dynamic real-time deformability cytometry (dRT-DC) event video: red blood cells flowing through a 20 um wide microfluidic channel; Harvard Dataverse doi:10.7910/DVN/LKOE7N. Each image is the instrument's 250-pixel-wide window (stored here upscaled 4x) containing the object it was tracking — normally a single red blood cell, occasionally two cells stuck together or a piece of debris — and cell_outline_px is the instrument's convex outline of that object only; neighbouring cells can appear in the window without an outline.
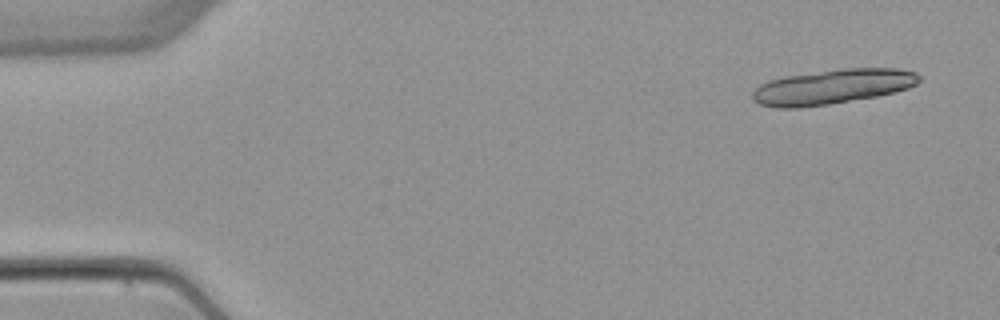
{"species": "common noctule bat (a hibernating species)", "species_latin": "Nyctalus noctula", "temperature_condition": "warm", "stored_images_in_passage": 6, "segment_of_instrument_passage": [1, 2], "camera_frame_rate_fps": 3000, "um_per_image_px": 0.085, "animal": {"sex": "female", "body_mass_g": 22.7, "forearm_length_mm": 54.2}, "frame": {"image": 1, "passage_image": 1, "time_ms": 0.0, "image_size_px": [1000, 320], "cell_outline_px": [[920, 80], [916, 84], [908, 88], [876, 96], [828, 104], [800, 108], [776, 108], [760, 104], [752, 100], [752, 92], [760, 84], [768, 80], [784, 76], [840, 68], [896, 68], [916, 72], [920, 76]], "centroid_in_image_um": [70.72, 7.36], "position_along_channel_um": 14.3, "area_um2": 33.87}}